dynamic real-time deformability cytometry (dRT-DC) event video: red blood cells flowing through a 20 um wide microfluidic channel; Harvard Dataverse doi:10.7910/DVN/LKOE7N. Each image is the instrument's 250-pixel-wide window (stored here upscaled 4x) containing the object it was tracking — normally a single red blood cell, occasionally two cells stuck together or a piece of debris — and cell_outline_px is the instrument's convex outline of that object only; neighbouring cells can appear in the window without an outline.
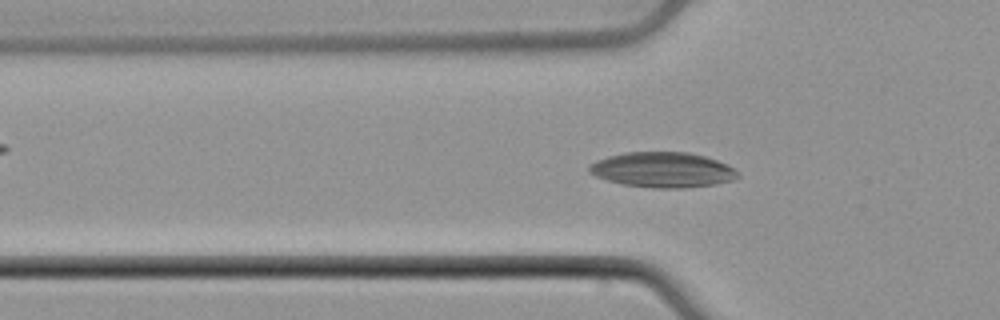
{"species": "common noctule bat (a hibernating species)", "species_latin": "Nyctalus noctula", "temperature_condition": "cold", "stored_images_in_passage": 49, "camera_frame_rate_fps": 3000, "um_per_image_px": 0.085, "animal": {"sex": "male", "body_mass_g": 21.5, "forearm_length_mm": 52.0}, "frame": {"image": 1, "passage_image": 16, "time_ms": 5.0, "image_size_px": [1000, 320], "cell_outline_px": [[740, 176], [732, 180], [716, 184], [684, 188], [652, 188], [620, 184], [596, 176], [588, 172], [588, 164], [596, 160], [608, 156], [624, 152], [688, 152], [704, 156], [728, 164]], "centroid_in_image_um": [56.28, 14.43], "position_along_channel_um": 69.5, "area_um2": 30.63}}
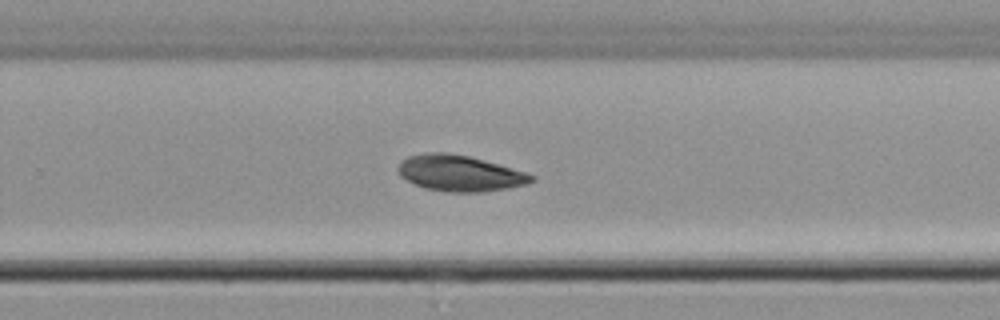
{"frame": {"image": 2, "passage_image": 32, "time_ms": 10.333, "image_size_px": [1000, 320], "cell_outline_px": [[536, 180], [524, 184], [508, 188], [480, 192], [448, 192], [424, 188], [400, 176], [396, 168], [400, 160], [408, 156], [424, 152], [448, 152], [468, 156], [484, 160], [524, 172], [536, 176]], "centroid_in_image_um": [39.03, 14.71], "position_along_channel_um": 290.8, "area_um2": 27.98}}
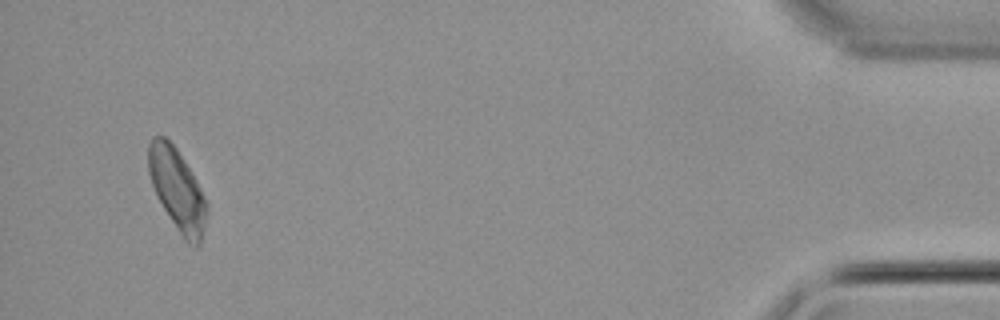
{"frame": {"image": 3, "passage_image": 47, "time_ms": 15.333, "image_size_px": [1000, 320], "cell_outline_px": [[208, 212], [200, 244], [196, 248], [188, 244], [164, 208], [152, 184], [148, 172], [148, 144], [152, 136], [164, 136], [176, 148], [184, 160], [196, 180], [208, 204]], "centroid_in_image_um": [15.08, 16.11], "position_along_channel_um": 420.1, "area_um2": 27.4}}